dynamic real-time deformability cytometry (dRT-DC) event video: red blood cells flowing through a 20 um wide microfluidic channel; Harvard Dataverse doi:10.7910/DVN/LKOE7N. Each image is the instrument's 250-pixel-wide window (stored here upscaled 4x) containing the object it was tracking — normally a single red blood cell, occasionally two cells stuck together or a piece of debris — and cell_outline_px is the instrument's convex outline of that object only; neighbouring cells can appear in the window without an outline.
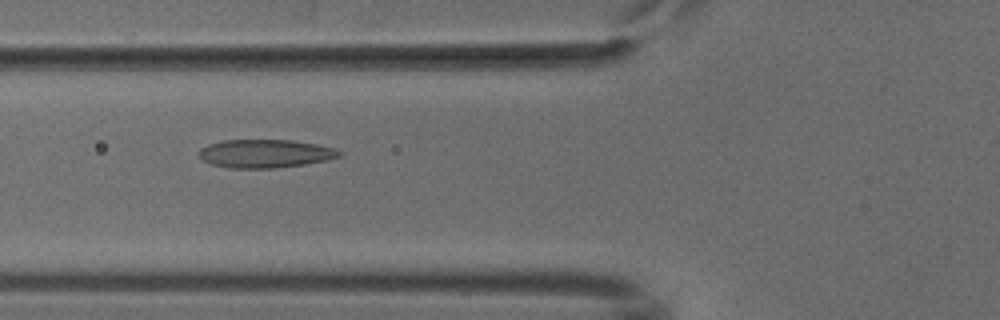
{"species": "common noctule bat (a hibernating species)", "species_latin": "Nyctalus noctula", "temperature_condition": "cold", "stored_images_in_passage": 46, "camera_frame_rate_fps": 3000, "um_per_image_px": 0.085, "animal": {"sex": "male", "body_mass_g": 18.8}, "frame": {"image": 1, "passage_image": 14, "time_ms": 4.333, "image_size_px": [1000, 320], "cell_outline_px": [[344, 152], [340, 156], [328, 160], [304, 164], [276, 168], [228, 168], [212, 164], [204, 160], [200, 156], [200, 148], [208, 144], [224, 140], [292, 140], [316, 144], [336, 148]], "centroid_in_image_um": [22.58, 13.05], "position_along_channel_um": 103.2, "area_um2": 23.18}}
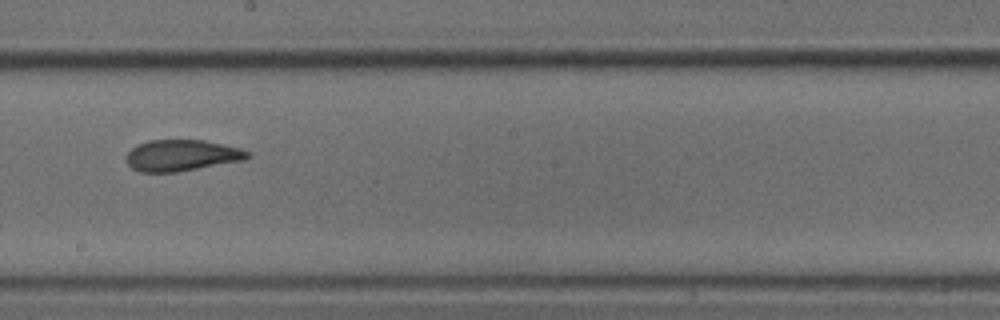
{"frame": {"image": 2, "passage_image": 24, "time_ms": 7.667, "image_size_px": [1000, 320], "cell_outline_px": [[252, 156], [244, 160], [176, 172], [140, 172], [132, 168], [128, 164], [124, 156], [136, 144], [148, 140], [204, 140], [240, 148], [252, 152]], "centroid_in_image_um": [15.44, 13.2], "position_along_channel_um": 232.8, "area_um2": 22.25}}
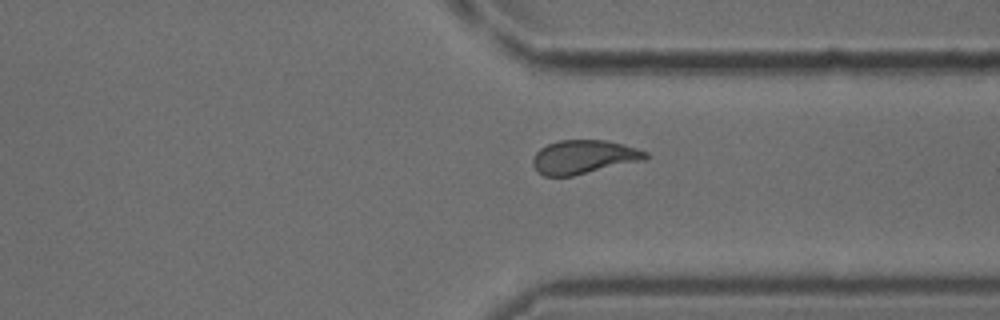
{"frame": {"image": 3, "passage_image": 34, "time_ms": 11.0, "image_size_px": [1000, 320], "cell_outline_px": [[648, 156], [644, 160], [572, 176], [544, 176], [532, 164], [532, 160], [536, 152], [540, 148], [548, 144], [560, 140], [604, 140], [636, 148], [648, 152]], "centroid_in_image_um": [49.61, 13.34], "position_along_channel_um": 361.8, "area_um2": 21.91}}